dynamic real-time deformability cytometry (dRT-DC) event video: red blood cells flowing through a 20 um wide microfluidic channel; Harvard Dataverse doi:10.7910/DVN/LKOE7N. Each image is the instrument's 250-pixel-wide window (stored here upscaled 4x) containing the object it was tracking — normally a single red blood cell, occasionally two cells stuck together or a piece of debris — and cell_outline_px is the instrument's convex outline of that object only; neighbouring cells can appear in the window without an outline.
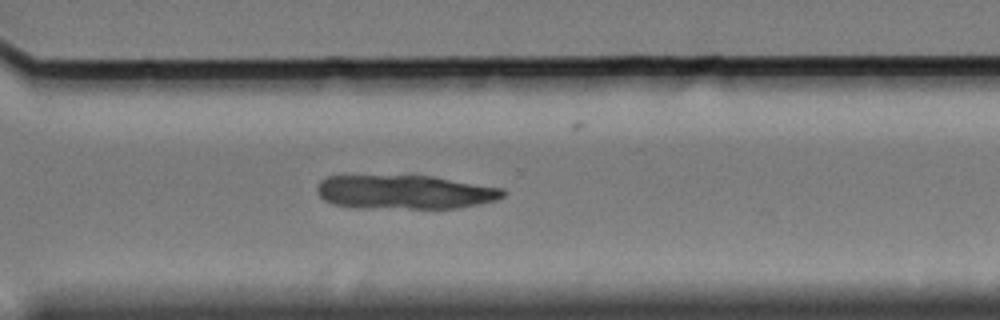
{"species": "Egyptian fruit bat (a non-hibernating species)", "species_latin": "Rousettus aegyptiacus", "temperature_condition": "cold", "stored_images_in_passage": 39, "camera_frame_rate_fps": 3000, "um_per_image_px": 0.085, "animal": {"sex": "female"}, "frame": {"image": 1, "passage_image": 27, "time_ms": 8.667, "image_size_px": [1000, 320], "cell_outline_px": [[504, 196], [496, 200], [480, 204], [460, 208], [364, 208], [332, 204], [324, 200], [320, 196], [316, 188], [320, 180], [328, 176], [432, 176], [504, 188]], "centroid_in_image_um": [34.42, 16.33], "position_along_channel_um": 336.2, "area_um2": 36.88}}
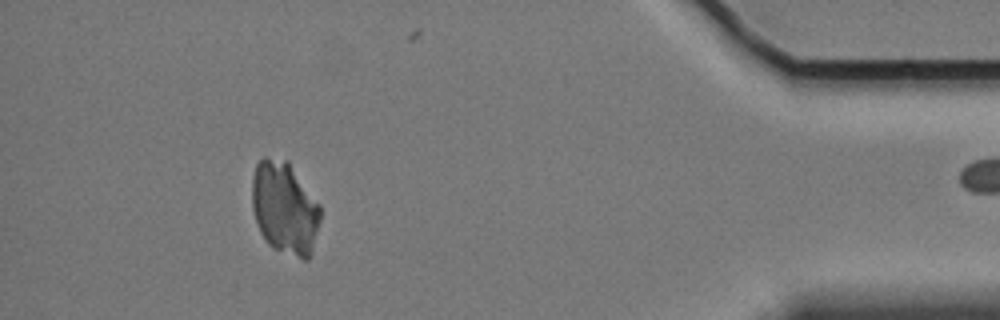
{"frame": {"image": 2, "passage_image": 38, "time_ms": 12.333, "image_size_px": [1000, 320], "cell_outline_px": [[320, 220], [312, 252], [308, 260], [304, 260], [272, 248], [264, 240], [260, 232], [252, 208], [252, 176], [256, 164], [264, 156], [288, 160], [320, 204]], "centroid_in_image_um": [24.19, 17.67], "position_along_channel_um": 411.0, "area_um2": 37.28}}